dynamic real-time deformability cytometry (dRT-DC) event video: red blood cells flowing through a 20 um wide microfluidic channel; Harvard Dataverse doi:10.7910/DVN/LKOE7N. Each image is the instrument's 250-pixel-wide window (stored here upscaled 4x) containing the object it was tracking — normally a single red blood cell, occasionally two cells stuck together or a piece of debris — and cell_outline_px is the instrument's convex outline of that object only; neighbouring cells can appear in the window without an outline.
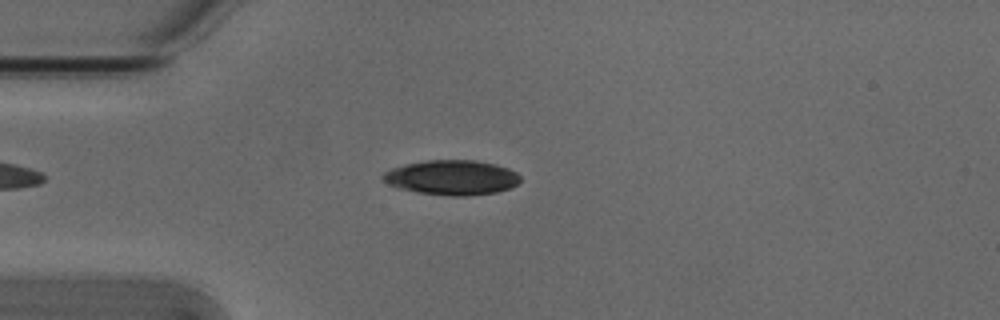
{"species": "Egyptian fruit bat (a non-hibernating species)", "species_latin": "Rousettus aegyptiacus", "temperature_condition": "cold", "stored_images_in_passage": 28, "camera_frame_rate_fps": 3000, "um_per_image_px": 0.085, "animal": {"sex": "male"}, "frame": {"image": 1, "passage_image": 8, "time_ms": 2.333, "image_size_px": [1000, 320], "cell_outline_px": [[520, 180], [516, 184], [508, 188], [496, 192], [464, 196], [452, 196], [420, 192], [400, 188], [388, 184], [380, 176], [384, 172], [392, 168], [404, 164], [424, 160], [476, 160], [496, 164], [508, 168], [516, 172], [520, 176]], "centroid_in_image_um": [38.4, 15.07], "position_along_channel_um": 46.6, "area_um2": 27.74}}
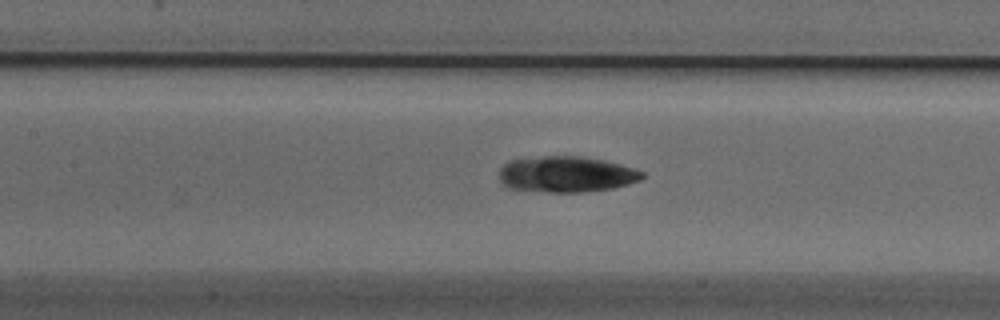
{"frame": {"image": 2, "passage_image": 18, "time_ms": 5.667, "image_size_px": [1000, 320], "cell_outline_px": [[644, 176], [640, 180], [628, 184], [612, 188], [584, 192], [548, 192], [508, 188], [500, 180], [500, 168], [508, 160], [544, 156], [580, 156], [604, 160], [620, 164], [644, 172]], "centroid_in_image_um": [48.13, 14.81], "position_along_channel_um": 159.3, "area_um2": 29.94}}